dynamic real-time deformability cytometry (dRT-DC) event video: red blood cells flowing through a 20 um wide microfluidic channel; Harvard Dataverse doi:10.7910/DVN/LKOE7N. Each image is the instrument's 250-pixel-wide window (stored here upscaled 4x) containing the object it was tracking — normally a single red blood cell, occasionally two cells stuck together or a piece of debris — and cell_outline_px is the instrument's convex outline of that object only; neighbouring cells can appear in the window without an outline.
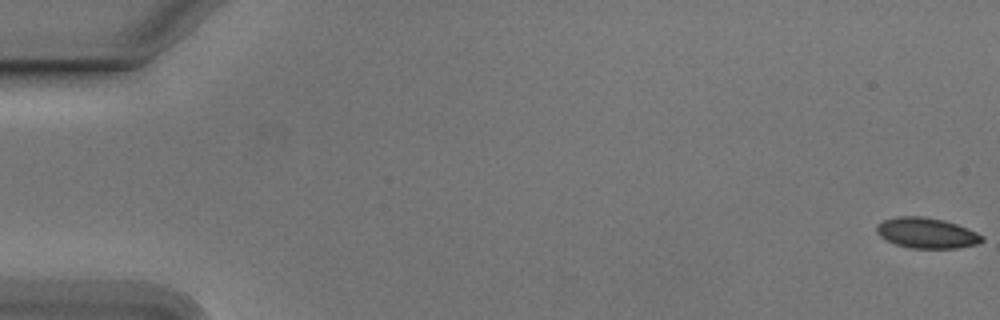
{"species": "Egyptian fruit bat (a non-hibernating species)", "species_latin": "Rousettus aegyptiacus", "temperature_condition": "cold", "stored_images_in_passage": 55, "camera_frame_rate_fps": 3000, "um_per_image_px": 0.085, "animal": {"sex": "male"}, "frame": {"image": 1, "passage_image": 1, "time_ms": 0.0, "image_size_px": [1000, 320], "cell_outline_px": [[984, 240], [980, 244], [960, 248], [912, 248], [896, 244], [884, 240], [876, 232], [876, 224], [884, 220], [900, 216], [920, 216], [944, 220], [956, 224], [976, 232], [984, 236]], "centroid_in_image_um": [78.77, 19.81], "position_along_channel_um": 6.2, "area_um2": 18.84}}
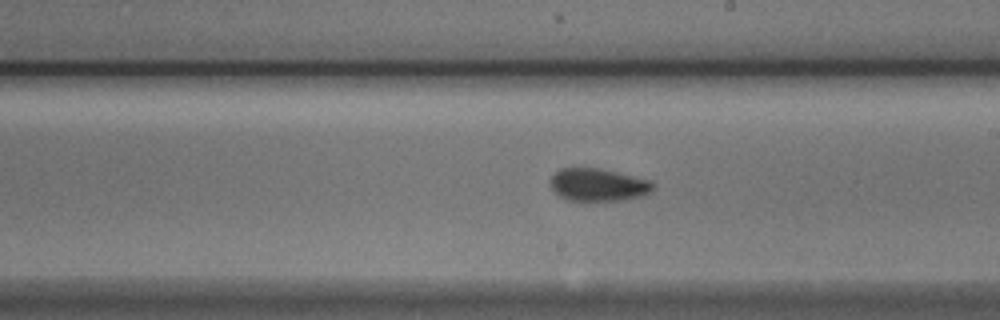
{"frame": {"image": 2, "passage_image": 32, "time_ms": 10.333, "image_size_px": [1000, 320], "cell_outline_px": [[656, 188], [652, 192], [628, 200], [564, 200], [552, 188], [552, 176], [560, 168], [596, 168], [616, 172], [652, 180], [656, 184]], "centroid_in_image_um": [50.92, 15.71], "position_along_channel_um": 238.1, "area_um2": 19.54}}
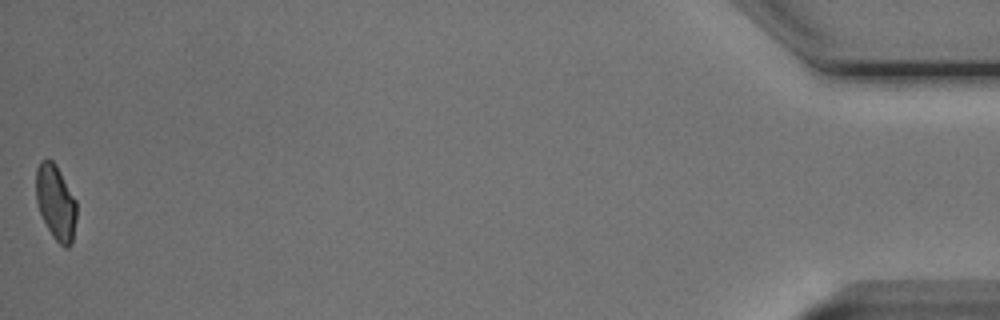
{"frame": {"image": 3, "passage_image": 55, "time_ms": 18.0, "image_size_px": [1000, 320], "cell_outline_px": [[76, 220], [72, 244], [68, 248], [64, 248], [52, 236], [40, 212], [36, 200], [36, 168], [40, 160], [52, 160], [56, 164], [76, 200]], "centroid_in_image_um": [4.75, 17.21], "position_along_channel_um": 430.5, "area_um2": 17.74}, "authors_computed_cell_mechanics": {"area_um2": 18.9584, "velocity_mm_per_s": 3.7815, "shape_relaxation_time_tau1_ms": 3.4899, "shape_relaxation_time_tau2_ms": 1.632, "deformation_change_tau1": 0.0898, "deformation_change_tau2": 0.0484}}